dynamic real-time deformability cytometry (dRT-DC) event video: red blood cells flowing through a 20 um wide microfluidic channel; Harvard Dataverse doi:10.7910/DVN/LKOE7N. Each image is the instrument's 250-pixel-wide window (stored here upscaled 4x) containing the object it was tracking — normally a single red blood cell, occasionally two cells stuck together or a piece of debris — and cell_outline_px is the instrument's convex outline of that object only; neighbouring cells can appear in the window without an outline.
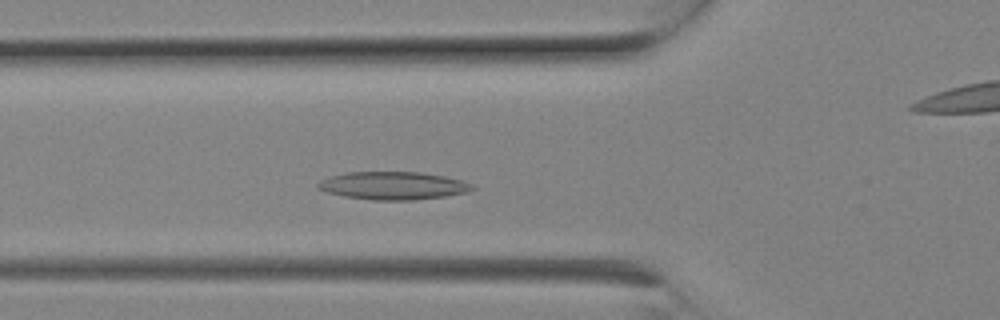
{"species": "Egyptian fruit bat (a non-hibernating species)", "species_latin": "Rousettus aegyptiacus", "temperature_condition": "room temperature", "stored_images_in_passage": 6, "segment_of_instrument_passage": [1, 2], "camera_frame_rate_fps": 3000, "um_per_image_px": 0.085, "animal": {"sex": "female"}, "frame": {"image": 1, "passage_image": 5, "time_ms": 1.333, "image_size_px": [1000, 320], "cell_outline_px": [[476, 188], [468, 192], [444, 196], [412, 200], [372, 200], [344, 196], [328, 192], [316, 188], [316, 184], [320, 180], [344, 172], [420, 172], [444, 176], [460, 180], [472, 184]], "centroid_in_image_um": [33.4, 15.78], "position_along_channel_um": 92.4, "area_um2": 25.03}}